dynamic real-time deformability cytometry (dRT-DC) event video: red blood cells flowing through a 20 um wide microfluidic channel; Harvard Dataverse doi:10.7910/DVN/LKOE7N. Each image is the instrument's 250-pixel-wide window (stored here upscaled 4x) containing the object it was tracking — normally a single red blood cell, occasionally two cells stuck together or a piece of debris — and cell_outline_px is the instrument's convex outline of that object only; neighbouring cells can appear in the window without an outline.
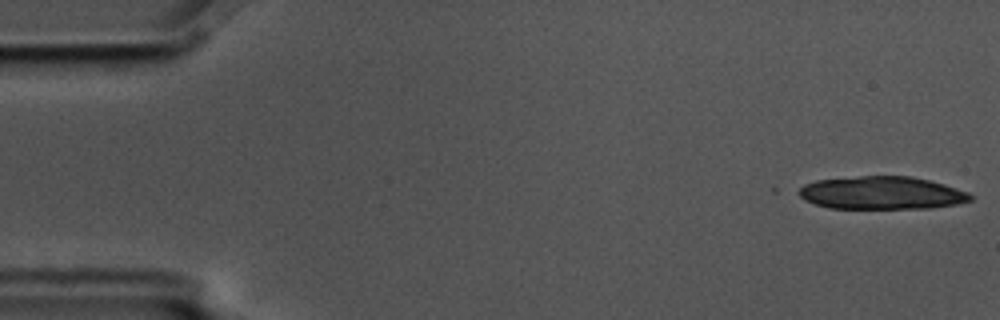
{"species": "common noctule bat (a hibernating species)", "species_latin": "Nyctalus noctula", "temperature_condition": "cold", "stored_images_in_passage": 5, "camera_frame_rate_fps": 3000, "um_per_image_px": 0.085, "animal": {"sex": "male", "body_mass_g": 17.5, "forearm_length_mm": 52.3}, "frame": {"image": 1, "passage_image": 1, "time_ms": 0.0, "image_size_px": [1000, 320], "cell_outline_px": [[976, 196], [972, 200], [956, 204], [932, 208], [828, 208], [804, 200], [792, 192], [804, 184], [816, 180], [860, 176], [908, 176], [928, 180], [944, 184], [968, 192]], "centroid_in_image_um": [74.9, 16.4], "position_along_channel_um": 10.1, "area_um2": 33.18}}